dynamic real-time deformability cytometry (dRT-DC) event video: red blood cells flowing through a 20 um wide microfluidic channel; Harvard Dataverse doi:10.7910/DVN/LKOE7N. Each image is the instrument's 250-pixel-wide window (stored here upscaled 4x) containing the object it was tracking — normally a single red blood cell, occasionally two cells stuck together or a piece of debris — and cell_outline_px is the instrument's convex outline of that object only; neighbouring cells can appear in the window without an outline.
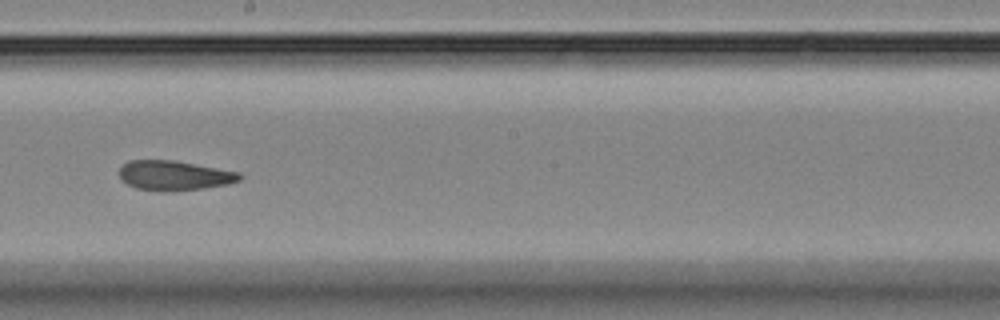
{"species": "Egyptian fruit bat (a non-hibernating species)", "species_latin": "Rousettus aegyptiacus", "temperature_condition": "room temperature", "stored_images_in_passage": 12, "camera_frame_rate_fps": 3000, "um_per_image_px": 0.085, "animal": {"sex": "female"}, "frame": {"image": 1, "passage_image": 6, "time_ms": 5.667, "image_size_px": [1000, 320], "cell_outline_px": [[244, 176], [240, 180], [228, 184], [204, 188], [168, 192], [160, 192], [136, 188], [120, 180], [120, 168], [128, 160], [172, 160], [240, 172]], "centroid_in_image_um": [14.81, 14.93], "position_along_channel_um": 233.4, "area_um2": 20.98}}
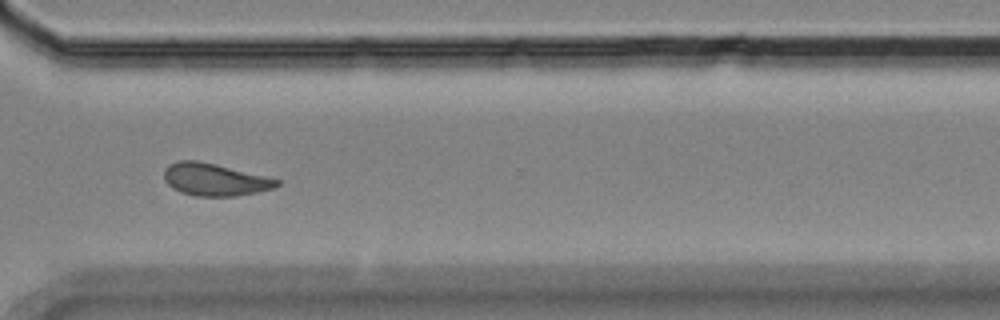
{"frame": {"image": 2, "passage_image": 9, "time_ms": 9.0, "image_size_px": [1000, 320], "cell_outline_px": [[280, 184], [276, 188], [236, 196], [196, 196], [180, 192], [172, 188], [164, 180], [164, 168], [168, 164], [180, 160], [196, 160], [216, 164], [280, 180]], "centroid_in_image_um": [18.22, 15.26], "position_along_channel_um": 352.4, "area_um2": 21.27}}
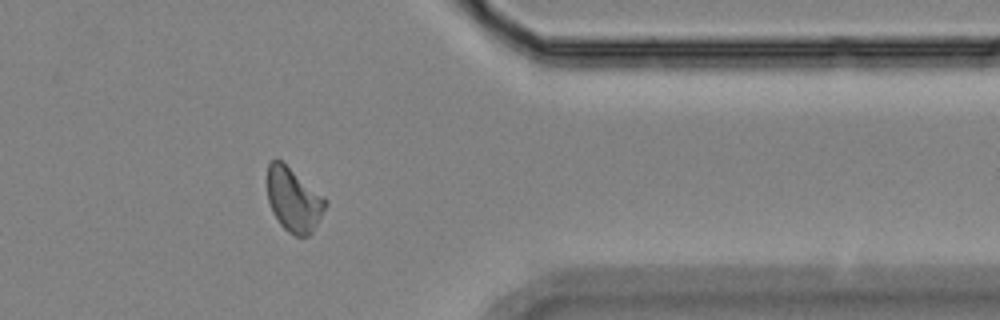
{"frame": {"image": 3, "passage_image": 10, "time_ms": 10.333, "image_size_px": [1000, 320], "cell_outline_px": [[324, 208], [312, 232], [308, 236], [296, 236], [288, 232], [280, 224], [272, 212], [268, 200], [264, 180], [268, 164], [272, 160], [280, 160], [324, 200]], "centroid_in_image_um": [24.83, 16.99], "position_along_channel_um": 386.6, "area_um2": 20.92}, "authors_computed_cell_mechanics": {"area_um2": 20.9525, "velocity_mm_per_s": 3.5779, "shape_relaxation_time_tau1_ms": 5.6164, "shape_relaxation_time_tau2_ms": 2.8982, "deformation_change_tau1": 0.1543, "deformation_change_tau2": 0.1047}}